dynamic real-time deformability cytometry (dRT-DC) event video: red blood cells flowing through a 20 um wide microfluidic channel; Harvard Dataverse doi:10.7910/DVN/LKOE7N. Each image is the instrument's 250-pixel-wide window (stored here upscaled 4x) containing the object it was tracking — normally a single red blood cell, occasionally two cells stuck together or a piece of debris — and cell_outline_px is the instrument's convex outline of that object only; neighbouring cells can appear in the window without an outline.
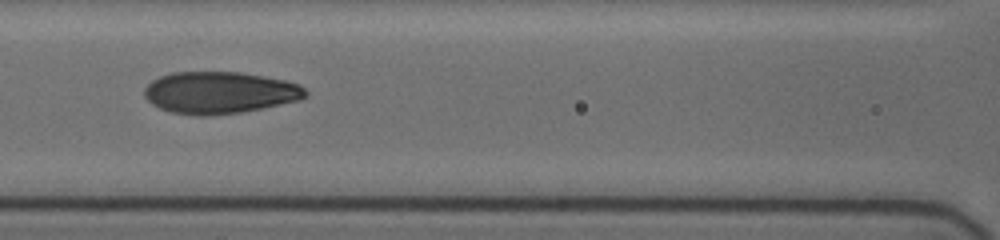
{"species": "human", "species_latin": "Homo sapiens", "temperature_condition": "cold", "stored_images_in_passage": 32, "camera_frame_rate_fps": 3000, "um_per_image_px": 0.085, "donor": {"sex": "female"}, "frame": {"image": 1, "passage_image": 11, "time_ms": 9.667, "image_size_px": [1000, 240], "cell_outline_px": [[308, 96], [300, 100], [240, 112], [212, 116], [196, 116], [172, 112], [160, 108], [152, 104], [144, 96], [144, 88], [152, 80], [160, 76], [172, 72], [240, 72], [284, 80], [300, 84], [308, 92]], "centroid_in_image_um": [18.66, 7.87], "position_along_channel_um": 147.9, "area_um2": 39.42}}
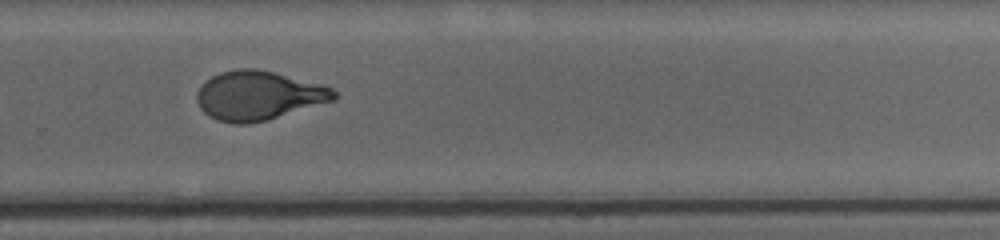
{"frame": {"image": 2, "passage_image": 19, "time_ms": 14.0, "image_size_px": [1000, 240], "cell_outline_px": [[340, 96], [336, 100], [268, 120], [248, 124], [232, 124], [216, 120], [208, 116], [200, 108], [196, 100], [196, 92], [212, 76], [220, 72], [240, 68], [256, 68], [320, 84], [332, 88]], "centroid_in_image_um": [21.98, 8.14], "position_along_channel_um": 307.8, "area_um2": 39.36}}
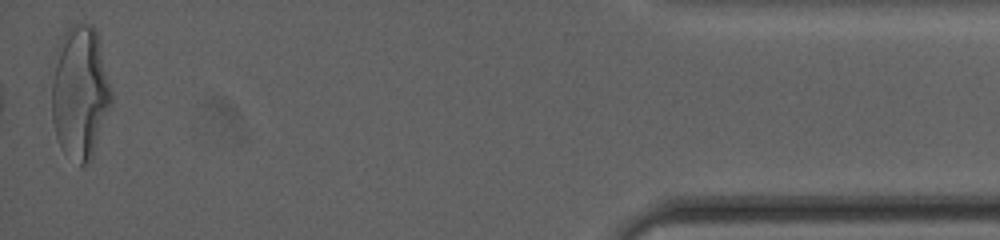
{"frame": {"image": 3, "passage_image": 32, "time_ms": 19.0, "image_size_px": [1000, 240], "cell_outline_px": [[112, 104], [92, 160], [80, 168], [64, 152], [56, 136], [52, 120], [52, 84], [56, 48], [64, 32], [72, 24], [92, 24], [96, 28], [100, 40], [112, 92]], "centroid_in_image_um": [6.82, 7.88], "position_along_channel_um": 428.4, "area_um2": 47.05}, "authors_computed_cell_mechanics": {"area_um2": 39.9976, "velocity_mm_per_s": 3.6894, "shape_relaxation_time_tau1_ms": 4.1986, "shape_relaxation_time_tau2_ms": 0.5982, "deformation_change_tau1": 0.1547, "deformation_change_tau2": 0.0485}}